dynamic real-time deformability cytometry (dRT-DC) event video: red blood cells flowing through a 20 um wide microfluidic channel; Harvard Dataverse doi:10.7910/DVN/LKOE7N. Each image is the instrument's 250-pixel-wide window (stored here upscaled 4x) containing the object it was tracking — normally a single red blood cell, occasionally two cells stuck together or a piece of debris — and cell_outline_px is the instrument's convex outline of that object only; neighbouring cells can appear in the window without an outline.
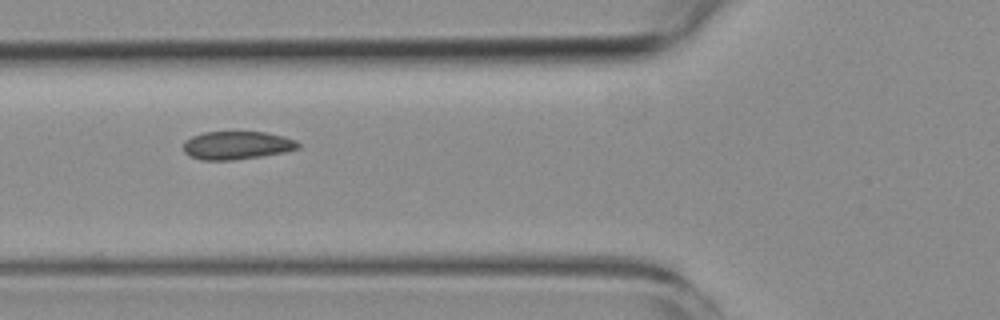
{"species": "common noctule bat (a hibernating species)", "species_latin": "Nyctalus noctula", "temperature_condition": "room temperature", "stored_images_in_passage": 8, "camera_frame_rate_fps": 3000, "um_per_image_px": 0.085, "animal": {"sex": "female", "body_mass_g": 19.3, "forearm_length_mm": 54.1}, "frame": {"image": 1, "passage_image": 6, "time_ms": 6.0, "image_size_px": [1000, 320], "cell_outline_px": [[300, 148], [284, 152], [260, 156], [232, 160], [200, 160], [188, 156], [184, 152], [184, 140], [192, 136], [204, 132], [264, 132], [284, 136], [296, 140], [300, 144]], "centroid_in_image_um": [20.12, 12.35], "position_along_channel_um": 105.7, "area_um2": 18.9}}
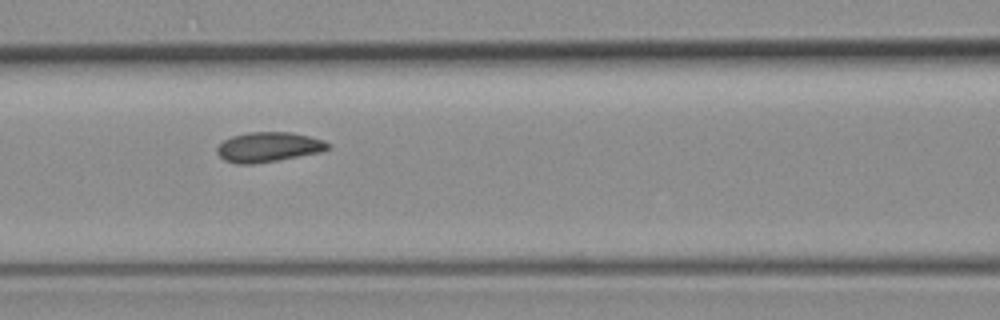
{"frame": {"image": 2, "passage_image": 7, "time_ms": 7.0, "image_size_px": [1000, 320], "cell_outline_px": [[332, 148], [324, 152], [252, 164], [236, 164], [224, 160], [216, 152], [216, 148], [224, 140], [232, 136], [248, 132], [292, 132], [324, 140], [332, 144]], "centroid_in_image_um": [22.87, 12.5], "position_along_channel_um": 143.7, "area_um2": 19.48}}
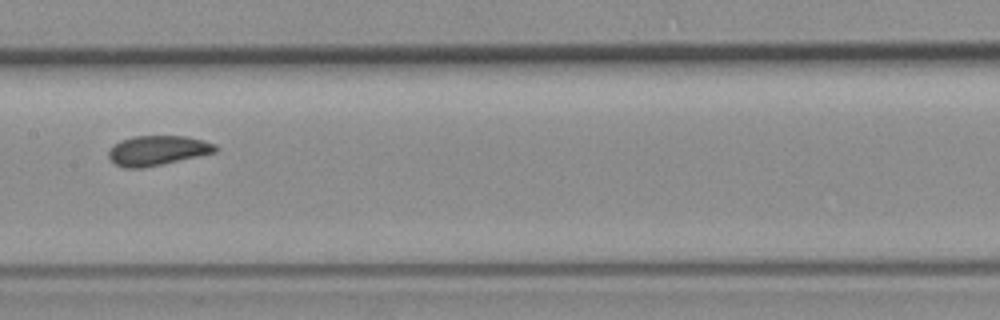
{"frame": {"image": 3, "passage_image": 8, "time_ms": 8.333, "image_size_px": [1000, 320], "cell_outline_px": [[220, 148], [216, 152], [160, 164], [140, 168], [124, 168], [116, 164], [108, 156], [108, 152], [120, 140], [136, 136], [188, 136], [204, 140], [216, 144]], "centroid_in_image_um": [13.43, 12.77], "position_along_channel_um": 194.0, "area_um2": 18.32}}